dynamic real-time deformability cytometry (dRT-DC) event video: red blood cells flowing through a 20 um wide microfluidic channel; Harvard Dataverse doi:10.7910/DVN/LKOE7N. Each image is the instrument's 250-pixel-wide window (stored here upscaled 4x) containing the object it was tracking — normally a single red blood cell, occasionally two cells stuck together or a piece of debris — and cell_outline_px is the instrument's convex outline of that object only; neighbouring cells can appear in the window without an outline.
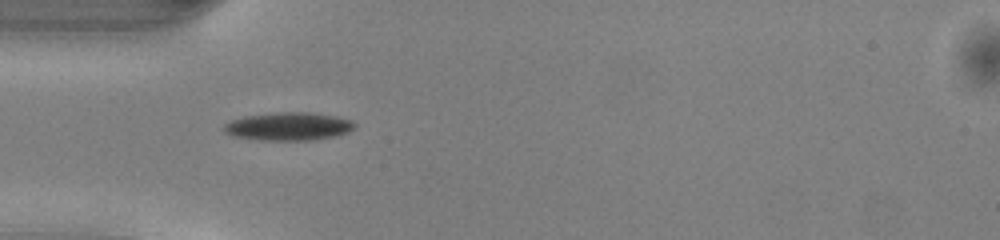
{"species": "common noctule bat (a hibernating species)", "species_latin": "Nyctalus noctula", "temperature_condition": "warm", "stored_images_in_passage": 36, "camera_frame_rate_fps": 3000, "um_per_image_px": 0.085, "animal": {"sex": "male", "body_mass_g": 13.0, "forearm_length_mm": 53.1}, "frame": {"image": 1, "passage_image": 1, "time_ms": 0.0, "image_size_px": [1000, 240], "cell_outline_px": [[356, 128], [348, 132], [336, 136], [308, 140], [260, 140], [232, 136], [224, 132], [224, 124], [232, 120], [244, 116], [280, 112], [316, 112], [336, 116], [352, 120], [356, 124]], "centroid_in_image_um": [24.56, 10.74], "position_along_channel_um": 60.4, "area_um2": 21.56}}
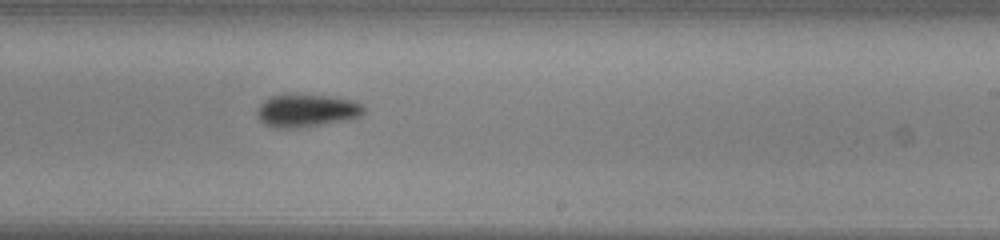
{"frame": {"image": 2, "passage_image": 16, "time_ms": 5.0, "image_size_px": [1000, 240], "cell_outline_px": [[364, 112], [360, 116], [348, 120], [296, 128], [276, 128], [264, 124], [256, 116], [256, 108], [264, 100], [272, 96], [292, 92], [332, 96], [352, 100], [360, 104], [364, 108]], "centroid_in_image_um": [26.01, 9.37], "position_along_channel_um": 263.0, "area_um2": 20.92}}
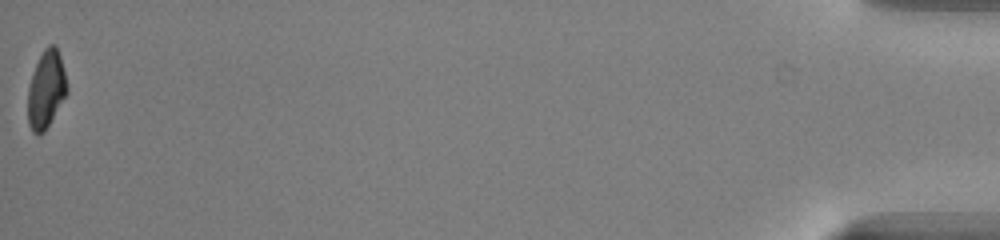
{"frame": {"image": 3, "passage_image": 36, "time_ms": 11.667, "image_size_px": [1000, 240], "cell_outline_px": [[68, 92], [44, 132], [32, 132], [28, 124], [28, 88], [36, 64], [44, 48], [48, 44], [56, 44], [60, 56], [68, 88]], "centroid_in_image_um": [3.93, 7.58], "position_along_channel_um": 431.3, "area_um2": 17.46}, "authors_computed_cell_mechanics": {"area_um2": 19.652, "velocity_mm_per_s": 4.0936, "shape_relaxation_time_tau1_ms": 3.5632, "shape_relaxation_time_tau2_ms": null, "deformation_change_tau1": 0.1565, "deformation_change_tau2": null}}